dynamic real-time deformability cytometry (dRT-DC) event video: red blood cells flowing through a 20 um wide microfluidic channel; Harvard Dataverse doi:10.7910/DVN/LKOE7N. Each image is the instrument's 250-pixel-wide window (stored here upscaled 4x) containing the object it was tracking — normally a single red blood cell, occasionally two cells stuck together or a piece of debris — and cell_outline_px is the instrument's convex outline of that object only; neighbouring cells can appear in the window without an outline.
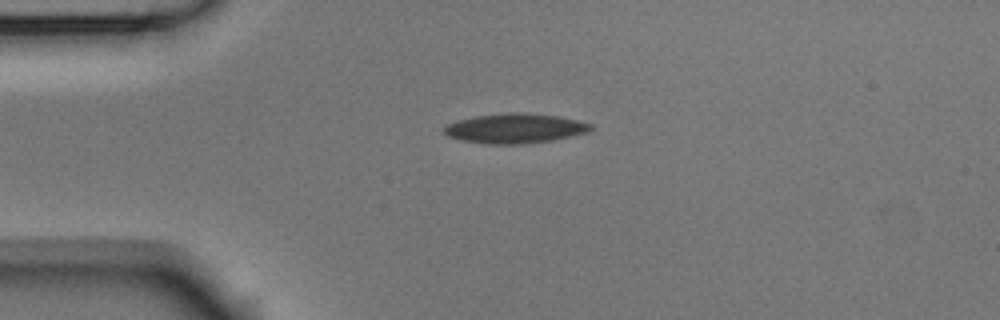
{"species": "Egyptian fruit bat (a non-hibernating species)", "species_latin": "Rousettus aegyptiacus", "temperature_condition": "room temperature", "stored_images_in_passage": 2, "camera_frame_rate_fps": 3000, "um_per_image_px": 0.085, "animal": {"sex": "male"}, "frame": {"image": 1, "passage_image": 1, "time_ms": 0.0, "image_size_px": [1000, 320], "cell_outline_px": [[592, 128], [588, 132], [552, 140], [524, 144], [488, 144], [460, 140], [448, 136], [444, 132], [444, 128], [448, 124], [456, 120], [476, 116], [512, 112], [520, 112], [556, 116], [576, 120], [592, 124]], "centroid_in_image_um": [43.75, 10.92], "position_along_channel_um": 41.3, "area_um2": 25.2}}